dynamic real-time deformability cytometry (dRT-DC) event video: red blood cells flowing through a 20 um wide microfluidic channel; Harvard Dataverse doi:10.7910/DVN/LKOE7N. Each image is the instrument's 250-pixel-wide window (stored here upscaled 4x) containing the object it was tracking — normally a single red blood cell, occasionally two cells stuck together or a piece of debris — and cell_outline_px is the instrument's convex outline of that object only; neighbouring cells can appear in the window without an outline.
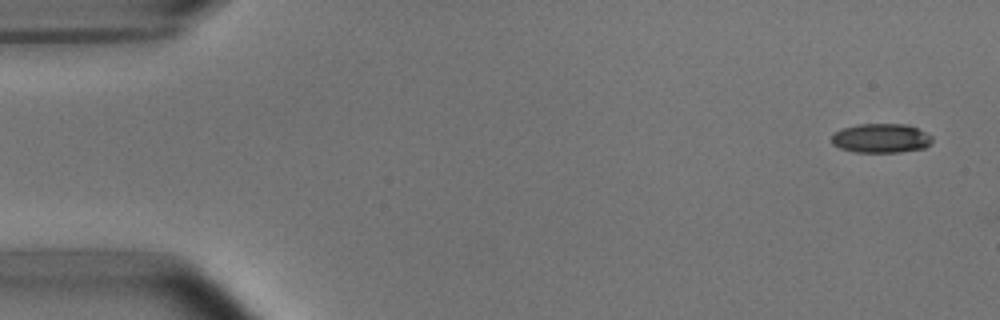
{"species": "common noctule bat (a hibernating species)", "species_latin": "Nyctalus noctula", "temperature_condition": "room temperature", "stored_images_in_passage": 9, "camera_frame_rate_fps": 3000, "um_per_image_px": 0.085, "animal": {"sex": "male", "body_mass_g": 15.6}, "frame": {"image": 1, "passage_image": 1, "time_ms": 0.0, "image_size_px": [1000, 320], "cell_outline_px": [[932, 140], [924, 148], [900, 152], [856, 152], [840, 148], [832, 144], [832, 136], [836, 132], [844, 128], [856, 124], [908, 124], [932, 136]], "centroid_in_image_um": [74.88, 11.75], "position_along_channel_um": 10.1, "area_um2": 16.99}}
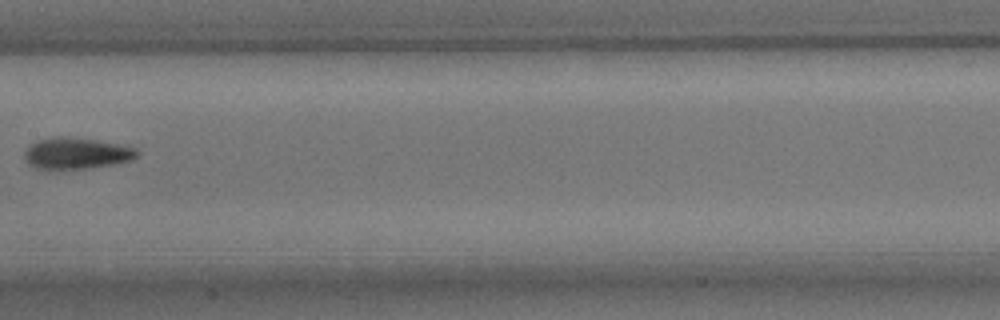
{"frame": {"image": 2, "passage_image": 8, "time_ms": 8.333, "image_size_px": [1000, 320], "cell_outline_px": [[140, 152], [132, 160], [112, 164], [88, 168], [36, 168], [28, 164], [24, 156], [24, 152], [36, 140], [52, 136], [60, 136], [92, 140], [116, 144], [136, 148]], "centroid_in_image_um": [6.47, 13.02], "position_along_channel_um": 200.9, "area_um2": 20.11}}
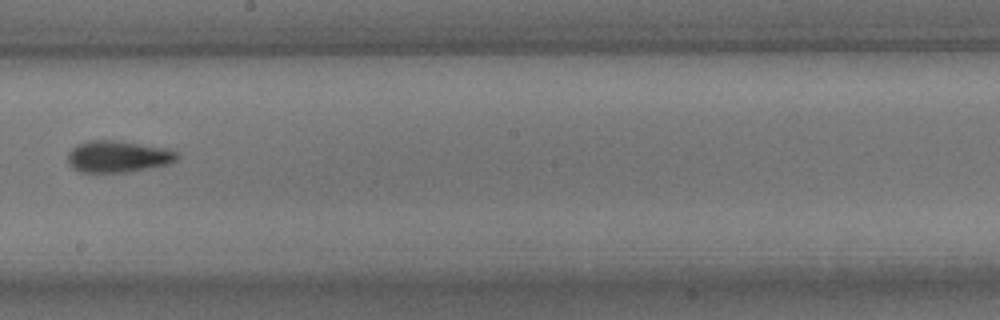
{"frame": {"image": 3, "passage_image": 9, "time_ms": 9.333, "image_size_px": [1000, 320], "cell_outline_px": [[180, 156], [176, 160], [168, 164], [152, 168], [124, 172], [80, 172], [72, 168], [68, 164], [68, 152], [76, 144], [88, 140], [112, 140], [160, 148], [176, 152]], "centroid_in_image_um": [9.96, 13.32], "position_along_channel_um": 238.2, "area_um2": 19.94}}